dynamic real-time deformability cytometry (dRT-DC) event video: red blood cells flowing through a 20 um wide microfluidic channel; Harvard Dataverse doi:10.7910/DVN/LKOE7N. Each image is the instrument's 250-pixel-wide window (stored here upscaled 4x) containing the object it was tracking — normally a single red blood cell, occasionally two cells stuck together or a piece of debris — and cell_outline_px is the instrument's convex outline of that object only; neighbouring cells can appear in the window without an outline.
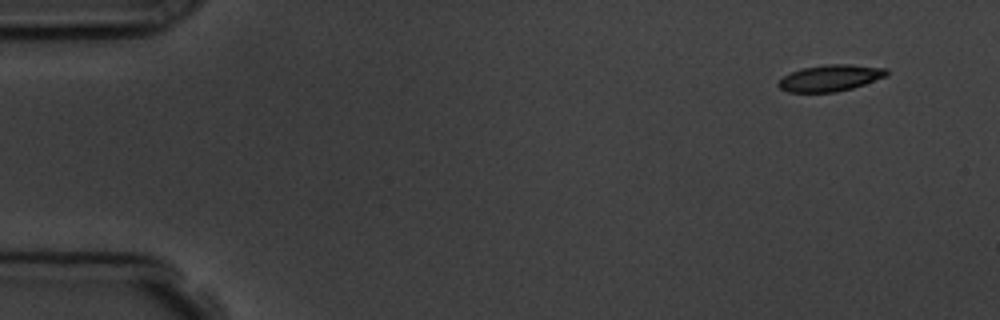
{"species": "common noctule bat (a hibernating species)", "species_latin": "Nyctalus noctula", "temperature_condition": "room temperature", "stored_images_in_passage": 8, "camera_frame_rate_fps": 3000, "um_per_image_px": 0.085, "animal": {"sex": "male", "body_mass_g": 19.5, "forearm_length_mm": 54.6}, "frame": {"image": 1, "passage_image": 1, "time_ms": 0.0, "image_size_px": [1000, 320], "cell_outline_px": [[888, 76], [852, 88], [836, 92], [788, 92], [780, 88], [776, 84], [784, 76], [792, 72], [804, 68], [824, 64], [848, 64], [888, 68]], "centroid_in_image_um": [70.6, 6.63], "position_along_channel_um": 14.4, "area_um2": 16.65}}
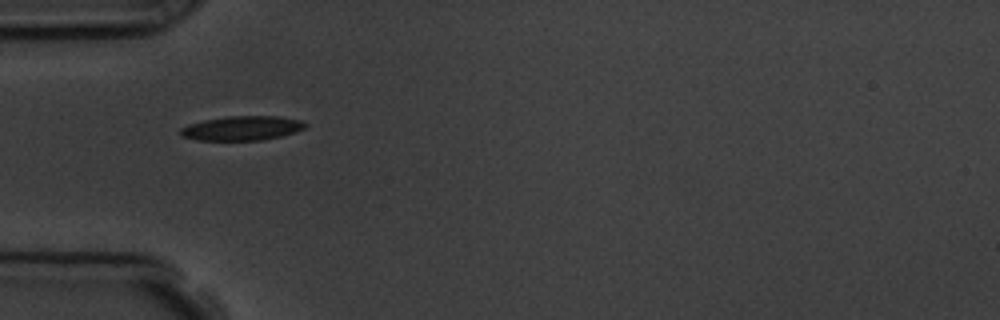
{"frame": {"image": 2, "passage_image": 4, "time_ms": 4.333, "image_size_px": [1000, 320], "cell_outline_px": [[308, 124], [304, 128], [296, 132], [264, 140], [196, 140], [180, 136], [180, 128], [204, 120], [228, 116], [276, 116], [300, 120]], "centroid_in_image_um": [20.58, 10.9], "position_along_channel_um": 64.4, "area_um2": 17.63}}